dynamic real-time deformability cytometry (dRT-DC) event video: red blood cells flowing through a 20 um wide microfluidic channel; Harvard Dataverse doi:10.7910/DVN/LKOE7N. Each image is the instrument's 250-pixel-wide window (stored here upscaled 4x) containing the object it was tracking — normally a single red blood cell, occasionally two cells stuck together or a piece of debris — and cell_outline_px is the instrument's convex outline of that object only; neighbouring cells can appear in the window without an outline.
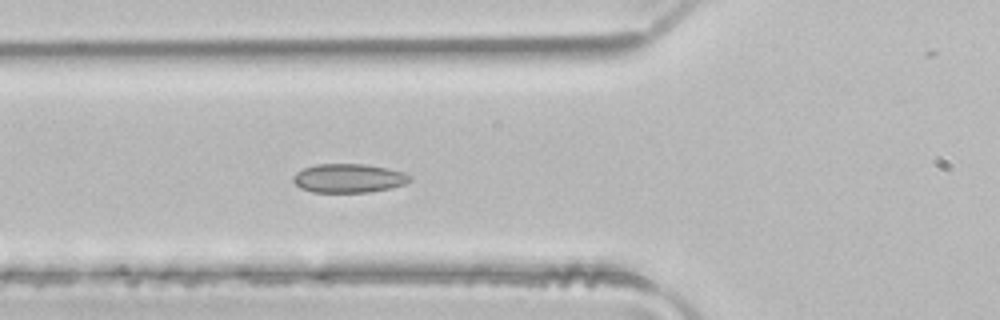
{"species": "common noctule bat (a hibernating species)", "species_latin": "Nyctalus noctula", "temperature_condition": "room temperature", "stored_images_in_passage": 40, "camera_frame_rate_fps": 3000, "um_per_image_px": 0.085, "animal": {"sex": "male", "body_mass_g": 21.5, "forearm_length_mm": 52.0}, "frame": {"image": 1, "passage_image": 7, "time_ms": 2.0, "image_size_px": [1000, 320], "cell_outline_px": [[412, 180], [404, 184], [392, 188], [368, 192], [312, 192], [300, 188], [292, 180], [292, 176], [296, 172], [304, 168], [316, 164], [364, 164], [388, 168], [404, 172], [412, 176]], "centroid_in_image_um": [29.64, 15.15], "position_along_channel_um": 96.2, "area_um2": 19.77}}
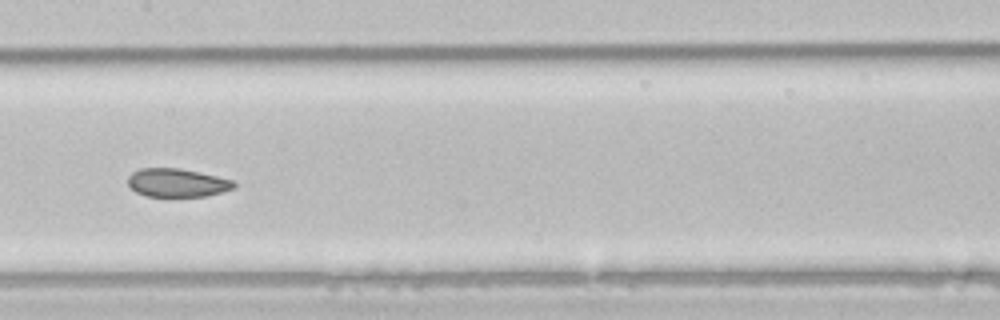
{"frame": {"image": 2, "passage_image": 14, "time_ms": 4.333, "image_size_px": [1000, 320], "cell_outline_px": [[236, 188], [224, 192], [204, 196], [144, 196], [136, 192], [128, 184], [128, 176], [132, 172], [140, 168], [180, 168], [200, 172], [232, 180], [236, 184]], "centroid_in_image_um": [15.06, 15.53], "position_along_channel_um": 192.3, "area_um2": 17.63}}
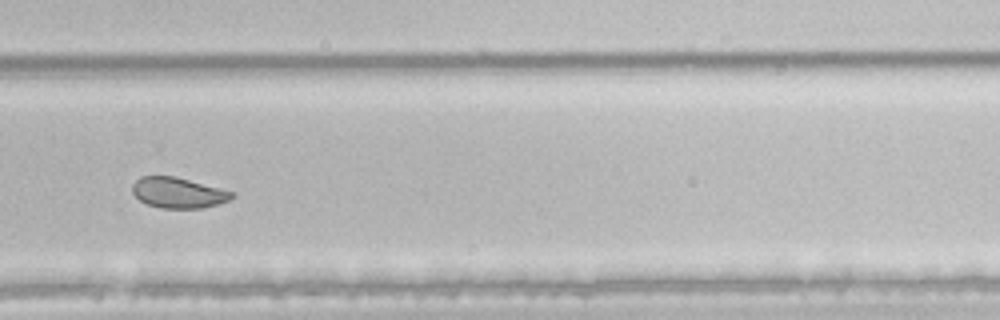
{"frame": {"image": 3, "passage_image": 23, "time_ms": 7.333, "image_size_px": [1000, 320], "cell_outline_px": [[236, 196], [228, 200], [216, 204], [200, 208], [160, 208], [148, 204], [140, 200], [132, 192], [132, 184], [140, 176], [172, 176], [188, 180], [232, 192]], "centroid_in_image_um": [15.09, 16.38], "position_along_channel_um": 314.7, "area_um2": 17.34}, "authors_computed_cell_mechanics": {"area_um2": 19.7098, "velocity_mm_per_s": 4.1005, "shape_relaxation_time_tau1_ms": null, "shape_relaxation_time_tau2_ms": 1.4631, "deformation_change_tau1": null, "deformation_change_tau2": 0.0396}}